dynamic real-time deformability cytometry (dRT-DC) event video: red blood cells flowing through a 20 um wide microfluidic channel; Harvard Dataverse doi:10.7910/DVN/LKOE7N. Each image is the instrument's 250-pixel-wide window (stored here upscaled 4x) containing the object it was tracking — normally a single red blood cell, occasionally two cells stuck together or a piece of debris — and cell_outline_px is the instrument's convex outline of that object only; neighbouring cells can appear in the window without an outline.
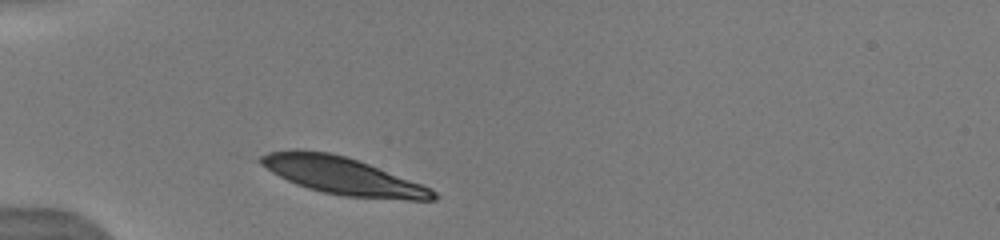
{"species": "human", "species_latin": "Homo sapiens", "temperature_condition": "warm", "stored_images_in_passage": 4, "camera_frame_rate_fps": 3000, "um_per_image_px": 0.085, "donor": {"sex": "male"}, "frame": {"image": 1, "passage_image": 1, "time_ms": 0.0, "image_size_px": [1000, 240], "cell_outline_px": [[440, 196], [436, 200], [408, 200], [344, 196], [324, 192], [308, 188], [296, 184], [272, 172], [260, 164], [256, 160], [260, 156], [268, 152], [296, 148], [328, 152], [344, 156], [368, 164], [432, 188]], "centroid_in_image_um": [29.11, 14.94], "position_along_channel_um": 55.9, "area_um2": 37.45}}